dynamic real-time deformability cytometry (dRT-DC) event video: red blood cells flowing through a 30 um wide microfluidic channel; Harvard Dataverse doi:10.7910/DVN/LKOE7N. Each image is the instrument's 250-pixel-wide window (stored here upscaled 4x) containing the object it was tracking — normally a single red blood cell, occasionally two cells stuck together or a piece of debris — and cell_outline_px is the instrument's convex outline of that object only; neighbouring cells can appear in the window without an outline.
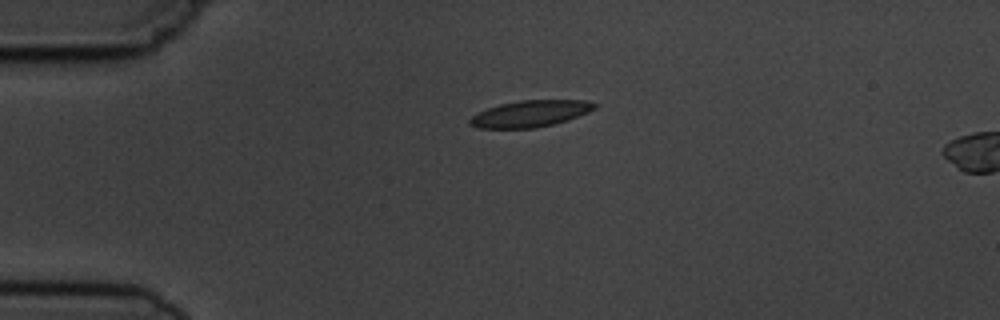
{"species": "common noctule bat (a hibernating species)", "species_latin": "Nyctalus noctula", "temperature_condition": "cold", "stored_images_in_passage": 2, "camera_frame_rate_fps": 3000, "um_per_image_px": 0.085, "animal": {"sex": "male", "body_mass_g": 19.5, "forearm_length_mm": 54.6}, "frame": {"image": 1, "passage_image": 1, "time_ms": 0.0, "image_size_px": [1000, 320], "cell_outline_px": [[600, 104], [596, 108], [588, 112], [568, 120], [536, 128], [480, 128], [468, 124], [468, 120], [472, 116], [488, 108], [500, 104], [520, 100], [588, 100]], "centroid_in_image_um": [45.11, 9.65], "position_along_channel_um": 39.9, "area_um2": 19.31}}